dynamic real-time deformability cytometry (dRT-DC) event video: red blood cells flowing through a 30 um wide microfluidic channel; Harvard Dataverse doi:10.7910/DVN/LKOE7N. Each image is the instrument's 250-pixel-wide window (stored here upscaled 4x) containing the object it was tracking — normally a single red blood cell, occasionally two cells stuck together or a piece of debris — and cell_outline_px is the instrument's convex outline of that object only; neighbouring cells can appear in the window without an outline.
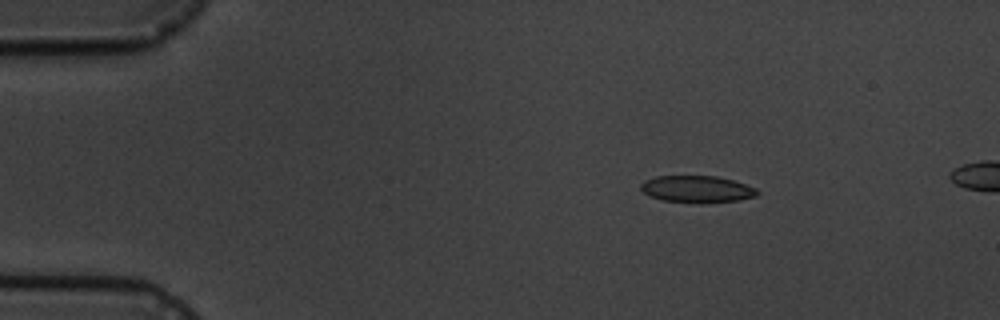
{"species": "common noctule bat (a hibernating species)", "species_latin": "Nyctalus noctula", "temperature_condition": "cold", "stored_images_in_passage": 5, "camera_frame_rate_fps": 3000, "um_per_image_px": 0.085, "animal": {"sex": "male", "body_mass_g": 19.5, "forearm_length_mm": 54.6}, "frame": {"image": 1, "passage_image": 2, "time_ms": 1.333, "image_size_px": [1000, 320], "cell_outline_px": [[760, 192], [756, 196], [736, 200], [664, 200], [652, 196], [644, 192], [640, 188], [640, 184], [644, 180], [656, 176], [716, 176], [732, 180], [756, 188]], "centroid_in_image_um": [59.22, 16.01], "position_along_channel_um": 25.8, "area_um2": 17.17}}